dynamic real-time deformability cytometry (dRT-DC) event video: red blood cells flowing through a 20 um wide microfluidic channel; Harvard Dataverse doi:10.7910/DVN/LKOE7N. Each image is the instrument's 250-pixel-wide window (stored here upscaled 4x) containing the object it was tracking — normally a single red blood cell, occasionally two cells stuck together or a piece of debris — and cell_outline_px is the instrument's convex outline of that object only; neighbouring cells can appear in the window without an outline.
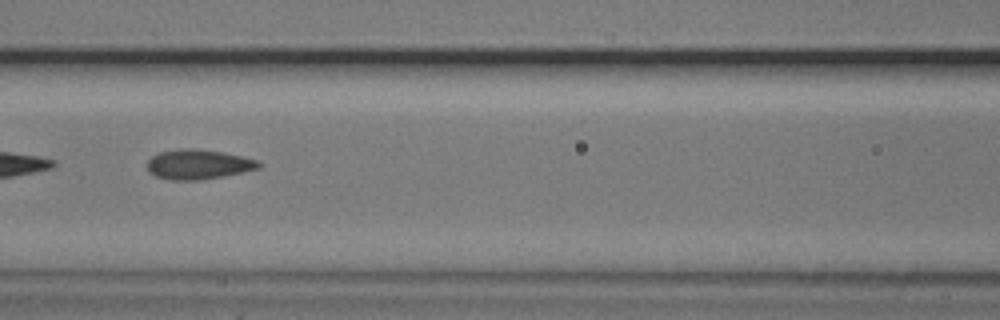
{"species": "common noctule bat (a hibernating species)", "species_latin": "Nyctalus noctula", "temperature_condition": "cold", "stored_images_in_passage": 31, "camera_frame_rate_fps": 3000, "um_per_image_px": 0.085, "animal": {"sex": "male", "body_mass_g": 20.5, "forearm_length_mm": 52.5}, "frame": {"image": 1, "passage_image": 23, "time_ms": 7.333, "image_size_px": [1000, 320], "cell_outline_px": [[260, 168], [224, 176], [200, 180], [168, 180], [156, 176], [148, 172], [148, 160], [152, 156], [160, 152], [180, 148], [196, 148], [220, 152], [240, 156], [256, 160], [260, 164]], "centroid_in_image_um": [16.81, 13.98], "position_along_channel_um": 149.8, "area_um2": 19.25}}